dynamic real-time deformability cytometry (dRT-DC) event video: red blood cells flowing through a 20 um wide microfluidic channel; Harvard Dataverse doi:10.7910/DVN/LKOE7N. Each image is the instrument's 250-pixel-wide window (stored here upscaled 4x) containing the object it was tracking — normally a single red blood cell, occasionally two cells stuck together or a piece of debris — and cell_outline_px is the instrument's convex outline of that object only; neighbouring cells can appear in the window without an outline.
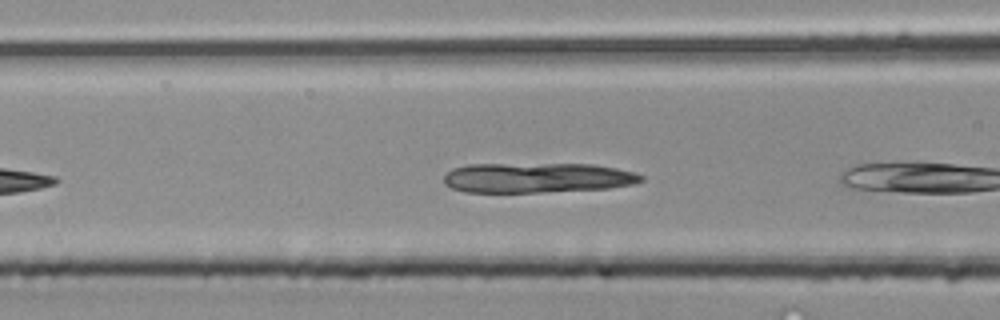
{"species": "common noctule bat (a hibernating species)", "species_latin": "Nyctalus noctula", "temperature_condition": "room temperature", "stored_images_in_passage": 4, "camera_frame_rate_fps": 3000, "um_per_image_px": 0.085, "animal": {"sex": "male", "body_mass_g": 20.4}, "frame": {"image": 1, "passage_image": 3, "time_ms": 0.667, "image_size_px": [1000, 320], "cell_outline_px": [[644, 180], [632, 184], [608, 188], [540, 192], [464, 192], [452, 188], [444, 184], [444, 176], [452, 168], [468, 164], [592, 164], [616, 168], [636, 172], [644, 176]], "centroid_in_image_um": [45.65, 15.1], "position_along_channel_um": 120.9, "area_um2": 34.56}}